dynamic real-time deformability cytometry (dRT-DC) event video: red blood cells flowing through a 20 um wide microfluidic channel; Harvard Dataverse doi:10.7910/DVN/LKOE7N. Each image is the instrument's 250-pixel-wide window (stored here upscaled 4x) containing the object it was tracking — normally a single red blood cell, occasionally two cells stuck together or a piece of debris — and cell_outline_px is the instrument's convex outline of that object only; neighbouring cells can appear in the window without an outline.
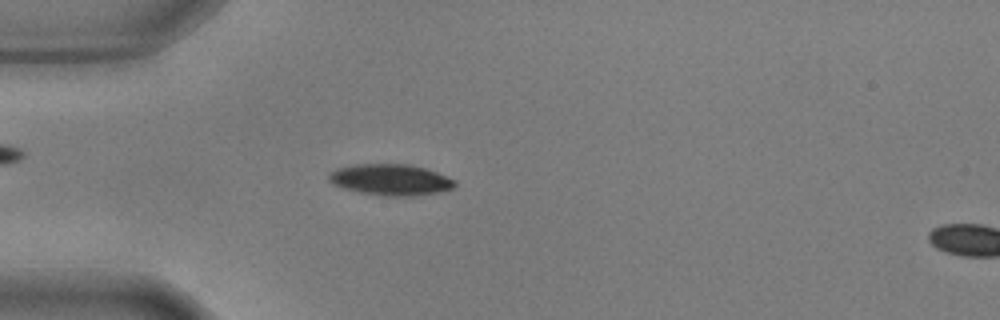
{"species": "common noctule bat (a hibernating species)", "species_latin": "Nyctalus noctula", "temperature_condition": "warm", "stored_images_in_passage": 55, "camera_frame_rate_fps": 3000, "um_per_image_px": 0.085, "animal": {"sex": "male", "body_mass_g": 17.9, "forearm_length_mm": 54.2}, "frame": {"image": 1, "passage_image": 15, "time_ms": 4.667, "image_size_px": [1000, 320], "cell_outline_px": [[456, 188], [440, 192], [412, 196], [380, 196], [360, 192], [344, 188], [332, 184], [328, 180], [328, 172], [336, 168], [352, 164], [408, 164], [424, 168], [436, 172], [456, 180]], "centroid_in_image_um": [33.19, 15.28], "position_along_channel_um": 51.8, "area_um2": 23.18}}
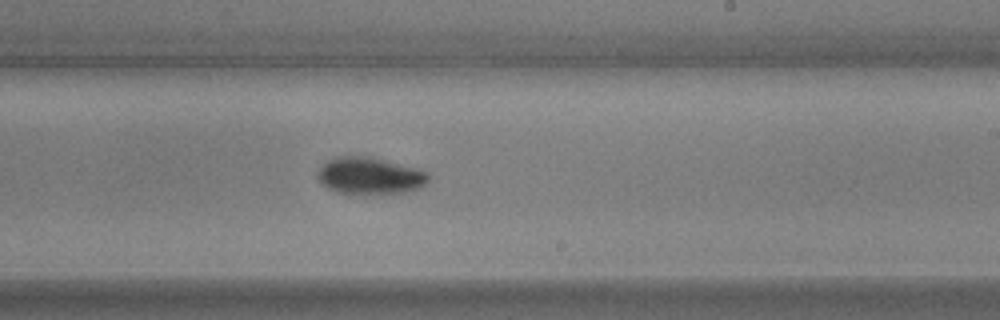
{"frame": {"image": 2, "passage_image": 33, "time_ms": 10.667, "image_size_px": [1000, 320], "cell_outline_px": [[428, 180], [420, 188], [404, 192], [380, 196], [364, 196], [336, 192], [320, 184], [316, 176], [320, 168], [332, 156], [372, 156], [428, 172]], "centroid_in_image_um": [31.39, 14.98], "position_along_channel_um": 257.6, "area_um2": 24.62}}
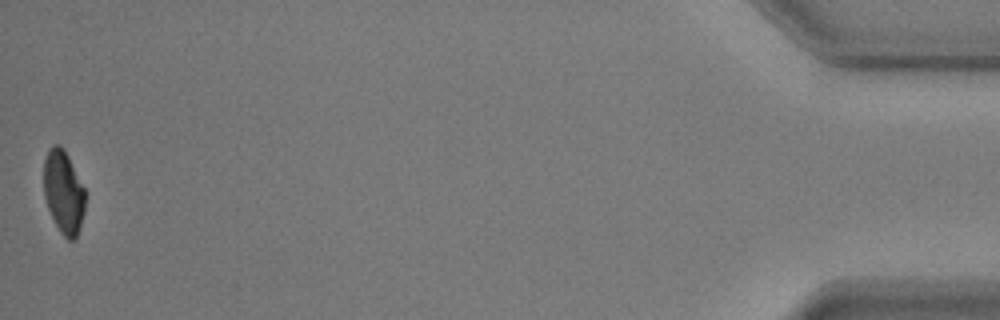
{"frame": {"image": 3, "passage_image": 55, "time_ms": 18.0, "image_size_px": [1000, 320], "cell_outline_px": [[84, 212], [80, 228], [76, 236], [72, 240], [68, 240], [60, 232], [48, 208], [44, 196], [44, 160], [48, 148], [52, 144], [60, 144], [64, 148], [84, 188]], "centroid_in_image_um": [5.38, 16.29], "position_along_channel_um": 429.8, "area_um2": 19.94}, "authors_computed_cell_mechanics": {"area_um2": 22.4264, "velocity_mm_per_s": 3.5967, "shape_relaxation_time_tau1_ms": 3.0753, "shape_relaxation_time_tau2_ms": 3.7727, "deformation_change_tau1": 0.137, "deformation_change_tau2": 0.0628}}